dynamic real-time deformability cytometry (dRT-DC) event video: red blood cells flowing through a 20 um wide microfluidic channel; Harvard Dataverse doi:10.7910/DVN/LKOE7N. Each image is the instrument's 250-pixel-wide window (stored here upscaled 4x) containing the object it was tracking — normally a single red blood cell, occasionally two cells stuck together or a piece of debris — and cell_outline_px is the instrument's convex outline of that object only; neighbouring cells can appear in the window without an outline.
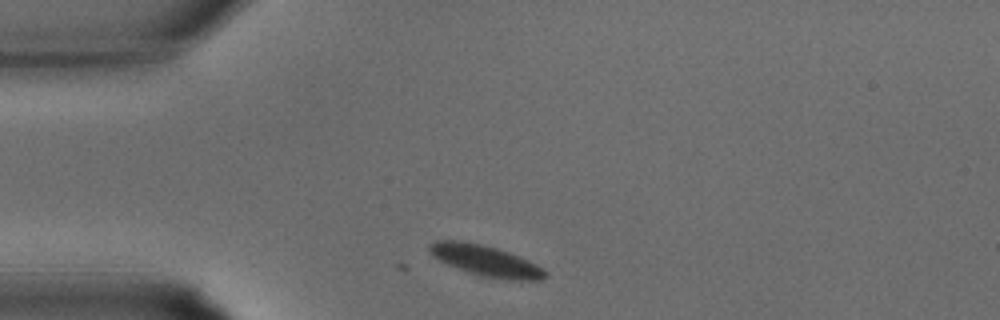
{"species": "common noctule bat (a hibernating species)", "species_latin": "Nyctalus noctula", "temperature_condition": "warm", "stored_images_in_passage": 2, "camera_frame_rate_fps": 3000, "um_per_image_px": 0.085, "animal": {"sex": "male", "body_mass_g": 15.6}, "frame": {"image": 1, "passage_image": 2, "time_ms": 0.333, "image_size_px": [1000, 320], "cell_outline_px": [[548, 276], [540, 280], [508, 280], [476, 276], [456, 268], [432, 256], [428, 252], [428, 244], [436, 240], [460, 240], [484, 244], [508, 252], [528, 260], [544, 268], [548, 272]], "centroid_in_image_um": [41.27, 22.17], "position_along_channel_um": 43.7, "area_um2": 21.27}}